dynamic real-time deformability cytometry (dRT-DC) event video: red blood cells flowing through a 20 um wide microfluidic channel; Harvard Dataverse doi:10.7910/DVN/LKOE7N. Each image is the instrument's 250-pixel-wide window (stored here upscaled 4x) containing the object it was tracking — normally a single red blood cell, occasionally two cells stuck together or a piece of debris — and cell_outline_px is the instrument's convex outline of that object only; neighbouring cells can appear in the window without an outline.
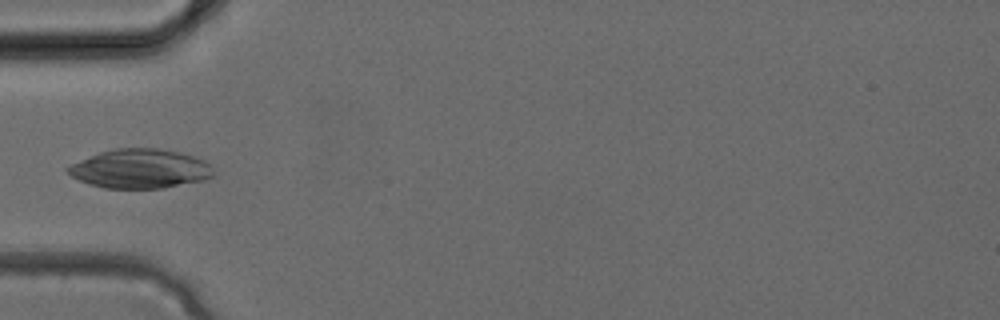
{"species": "common noctule bat (a hibernating species)", "species_latin": "Nyctalus noctula", "temperature_condition": "cold", "stored_images_in_passage": 33, "camera_frame_rate_fps": 3000, "um_per_image_px": 0.085, "animal": {"sex": "female", "body_mass_g": 24.6, "forearm_length_mm": 56.2}, "frame": {"image": 1, "passage_image": 11, "time_ms": 3.333, "image_size_px": [1000, 320], "cell_outline_px": [[216, 176], [204, 180], [164, 188], [104, 188], [88, 184], [72, 176], [64, 168], [72, 164], [100, 152], [116, 148], [160, 148], [180, 152], [204, 160], [212, 168]], "centroid_in_image_um": [11.93, 14.35], "position_along_channel_um": 73.1, "area_um2": 33.23}}
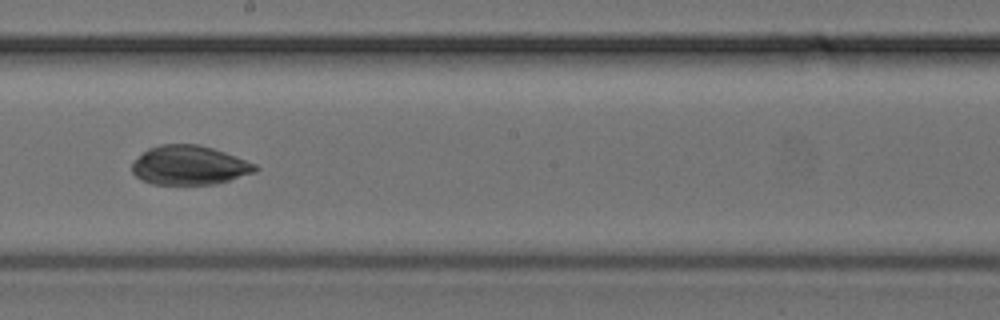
{"frame": {"image": 2, "passage_image": 19, "time_ms": 6.0, "image_size_px": [1000, 320], "cell_outline_px": [[260, 168], [256, 172], [216, 184], [152, 184], [140, 180], [132, 172], [132, 160], [148, 148], [160, 144], [196, 144], [212, 148], [224, 152], [256, 164]], "centroid_in_image_um": [16.06, 14.05], "position_along_channel_um": 232.1, "area_um2": 28.26}}
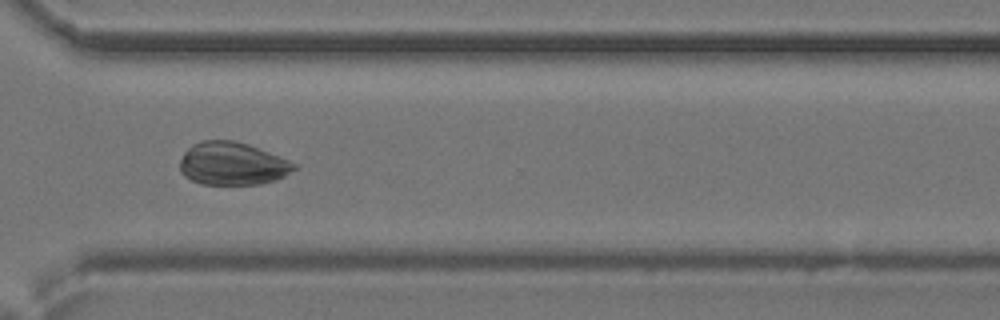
{"frame": {"image": 3, "passage_image": 25, "time_ms": 8.0, "image_size_px": [1000, 320], "cell_outline_px": [[296, 168], [284, 176], [276, 180], [260, 184], [200, 184], [184, 176], [180, 172], [180, 160], [184, 152], [192, 144], [200, 140], [232, 140], [248, 144], [288, 160], [296, 164]], "centroid_in_image_um": [19.71, 13.91], "position_along_channel_um": 350.9, "area_um2": 28.5}}